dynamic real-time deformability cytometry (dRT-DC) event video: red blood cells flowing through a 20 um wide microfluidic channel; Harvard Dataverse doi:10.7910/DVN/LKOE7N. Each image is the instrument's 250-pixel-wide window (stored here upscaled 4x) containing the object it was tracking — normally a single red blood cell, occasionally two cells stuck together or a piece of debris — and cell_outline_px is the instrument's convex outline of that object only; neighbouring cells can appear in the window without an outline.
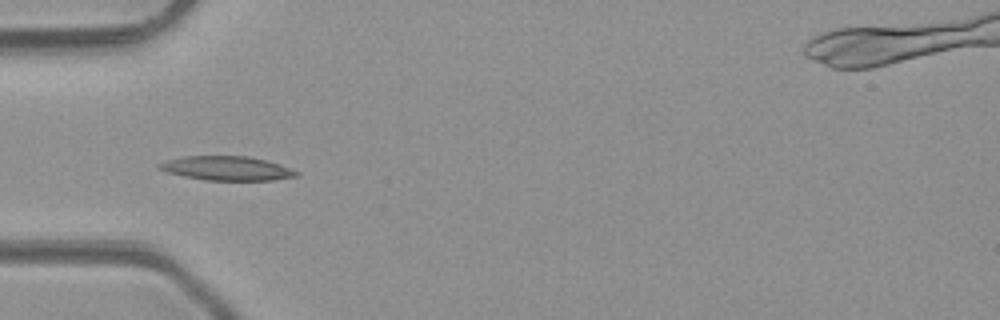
{"species": "common noctule bat (a hibernating species)", "species_latin": "Nyctalus noctula", "temperature_condition": "room temperature", "stored_images_in_passage": 4, "camera_frame_rate_fps": 3000, "um_per_image_px": 0.085, "animal": {"sex": "male", "body_mass_g": 23.1, "forearm_length_mm": 52.7}, "frame": {"image": 1, "passage_image": 3, "time_ms": 2.333, "image_size_px": [1000, 320], "cell_outline_px": [[300, 172], [296, 176], [272, 180], [204, 180], [184, 176], [168, 172], [156, 168], [156, 164], [168, 160], [184, 156], [248, 156], [268, 160], [280, 164]], "centroid_in_image_um": [19.27, 14.3], "position_along_channel_um": 65.7, "area_um2": 19.31}}
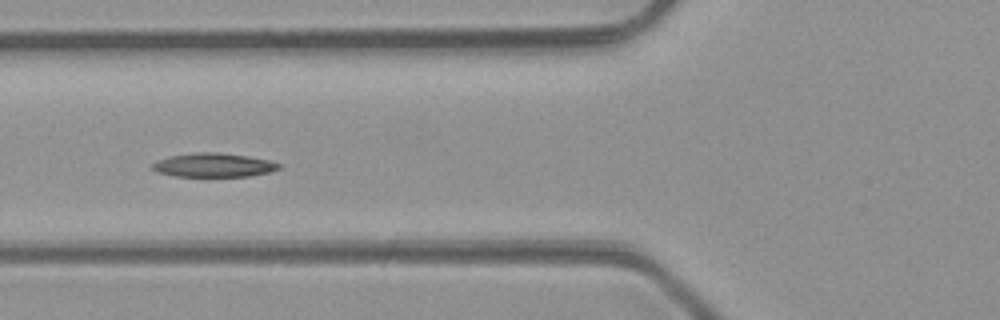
{"frame": {"image": 2, "passage_image": 4, "time_ms": 3.333, "image_size_px": [1000, 320], "cell_outline_px": [[280, 168], [272, 172], [252, 176], [176, 176], [156, 172], [148, 164], [156, 160], [168, 156], [196, 152], [220, 152], [248, 156], [268, 160], [280, 164]], "centroid_in_image_um": [18.11, 14.03], "position_along_channel_um": 107.7, "area_um2": 17.86}}